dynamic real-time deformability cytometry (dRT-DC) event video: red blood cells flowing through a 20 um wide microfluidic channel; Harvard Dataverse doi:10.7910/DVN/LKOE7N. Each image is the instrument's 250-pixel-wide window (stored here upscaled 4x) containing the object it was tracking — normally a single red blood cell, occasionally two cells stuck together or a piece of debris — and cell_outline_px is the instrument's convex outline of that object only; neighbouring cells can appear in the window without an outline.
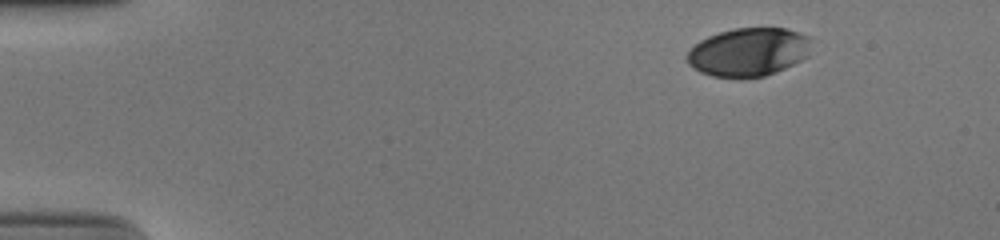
{"species": "human", "species_latin": "Homo sapiens", "temperature_condition": "cold", "stored_images_in_passage": 40, "camera_frame_rate_fps": 3000, "um_per_image_px": 0.085, "donor": {"sex": "male"}, "frame": {"image": 1, "passage_image": 1, "time_ms": 0.0, "image_size_px": [1000, 240], "cell_outline_px": [[804, 56], [800, 60], [784, 68], [764, 76], [712, 76], [700, 72], [688, 64], [688, 52], [700, 40], [708, 36], [720, 32], [736, 28], [784, 28], [796, 32], [804, 36]], "centroid_in_image_um": [63.49, 4.42], "position_along_channel_um": 21.5, "area_um2": 33.47}}
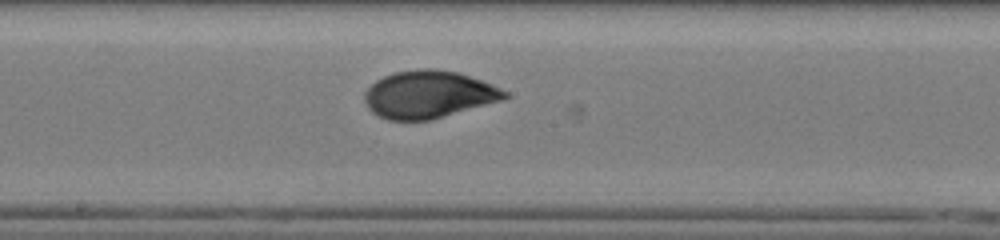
{"frame": {"image": 2, "passage_image": 24, "time_ms": 7.667, "image_size_px": [1000, 240], "cell_outline_px": [[508, 96], [500, 100], [432, 120], [388, 120], [372, 112], [368, 108], [364, 100], [364, 92], [376, 80], [384, 76], [396, 72], [416, 68], [432, 68], [456, 72], [492, 84], [508, 92]], "centroid_in_image_um": [36.39, 8.03], "position_along_channel_um": 211.8, "area_um2": 38.49}}
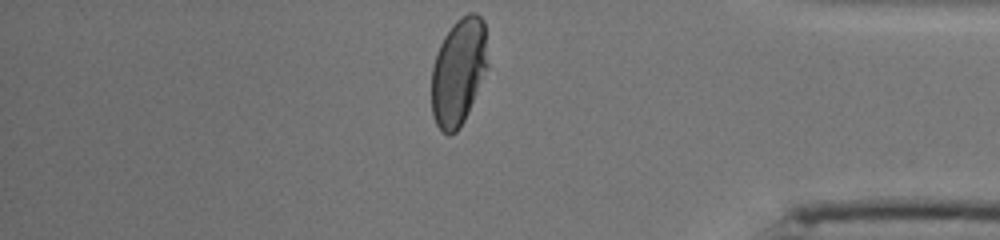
{"frame": {"image": 3, "passage_image": 40, "time_ms": 13.0, "image_size_px": [1000, 240], "cell_outline_px": [[488, 68], [468, 112], [460, 128], [456, 132], [448, 136], [436, 124], [432, 116], [432, 68], [436, 52], [444, 36], [452, 24], [456, 20], [468, 12], [476, 12], [484, 20]], "centroid_in_image_um": [38.97, 6.08], "position_along_channel_um": 396.2, "area_um2": 35.26}, "authors_computed_cell_mechanics": {"area_um2": 37.9457, "velocity_mm_per_s": 3.8878, "shape_relaxation_time_tau1_ms": 4.2312, "shape_relaxation_time_tau2_ms": null, "deformation_change_tau1": 0.1749, "deformation_change_tau2": null}}